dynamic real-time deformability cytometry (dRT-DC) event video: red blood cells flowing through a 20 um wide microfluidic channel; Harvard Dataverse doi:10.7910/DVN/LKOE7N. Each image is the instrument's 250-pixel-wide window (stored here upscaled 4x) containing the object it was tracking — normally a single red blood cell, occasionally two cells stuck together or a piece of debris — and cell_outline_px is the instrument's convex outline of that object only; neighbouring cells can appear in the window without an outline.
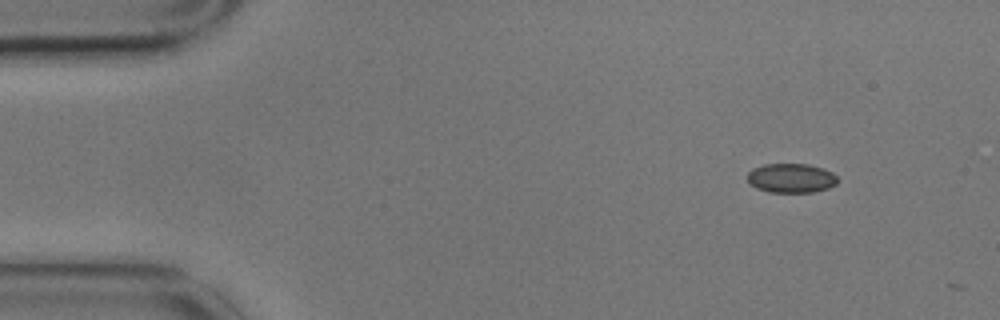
{"species": "common noctule bat (a hibernating species)", "species_latin": "Nyctalus noctula", "temperature_condition": "cold", "stored_images_in_passage": 3, "camera_frame_rate_fps": 3000, "um_per_image_px": 0.085, "animal": {"sex": "male", "body_mass_g": 17.9}, "frame": {"image": 1, "passage_image": 1, "time_ms": 0.0, "image_size_px": [1000, 320], "cell_outline_px": [[836, 184], [828, 188], [812, 192], [768, 192], [756, 188], [748, 180], [748, 172], [752, 168], [764, 164], [808, 164], [824, 168], [832, 172], [836, 176]], "centroid_in_image_um": [67.24, 15.13], "position_along_channel_um": 17.8, "area_um2": 15.37}}